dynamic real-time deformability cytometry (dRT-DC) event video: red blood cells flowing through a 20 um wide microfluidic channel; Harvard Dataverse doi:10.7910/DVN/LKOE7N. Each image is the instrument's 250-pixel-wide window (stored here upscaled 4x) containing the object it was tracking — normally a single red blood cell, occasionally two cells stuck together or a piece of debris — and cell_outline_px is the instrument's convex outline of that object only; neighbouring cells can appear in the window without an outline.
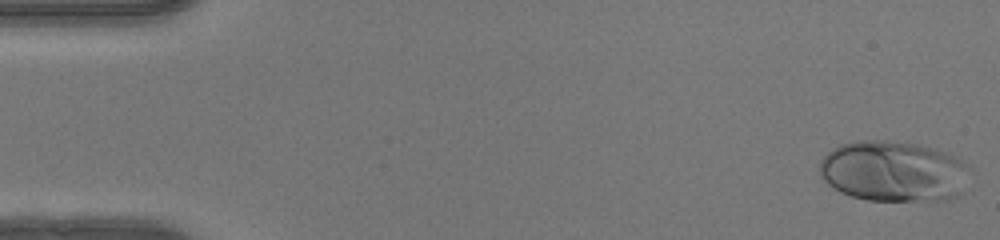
{"species": "human", "species_latin": "Homo sapiens", "temperature_condition": "warm", "stored_images_in_passage": 50, "camera_frame_rate_fps": 3000, "um_per_image_px": 0.085, "donor": {"sex": "female"}, "frame": {"image": 1, "passage_image": 1, "time_ms": 0.0, "image_size_px": [1000, 240], "cell_outline_px": [[968, 168], [960, 192], [956, 196], [944, 200], [868, 200], [852, 196], [840, 192], [828, 184], [820, 176], [820, 160], [832, 148], [840, 144], [856, 140], [888, 140], [916, 144], [952, 156], [964, 164]], "centroid_in_image_um": [75.84, 14.56], "position_along_channel_um": 9.2, "area_um2": 52.42}}
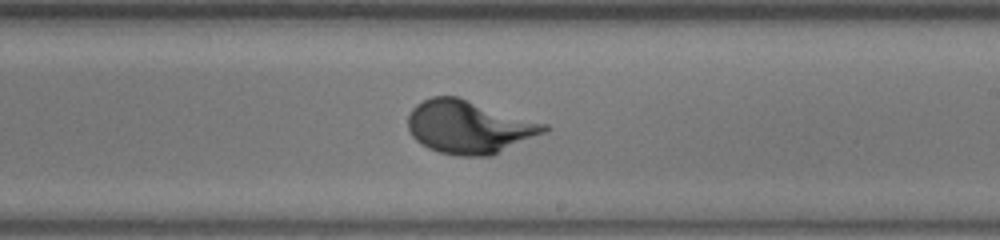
{"frame": {"image": 2, "passage_image": 29, "time_ms": 9.333, "image_size_px": [1000, 240], "cell_outline_px": [[548, 128], [544, 132], [492, 156], [456, 156], [440, 152], [428, 148], [420, 144], [412, 136], [408, 128], [408, 116], [412, 108], [416, 104], [432, 96], [456, 96], [548, 124]], "centroid_in_image_um": [39.83, 10.8], "position_along_channel_um": 249.2, "area_um2": 41.96}}
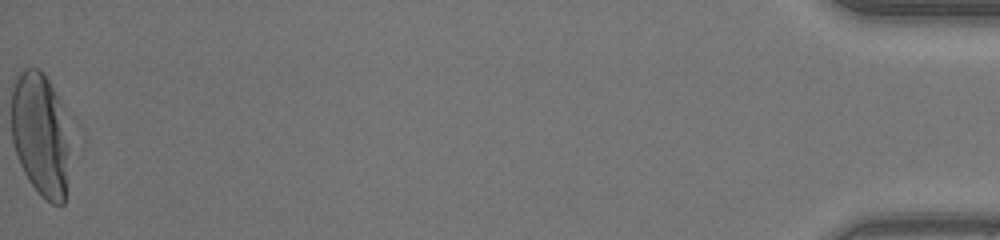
{"frame": {"image": 3, "passage_image": 50, "time_ms": 16.333, "image_size_px": [1000, 240], "cell_outline_px": [[68, 152], [64, 204], [52, 204], [40, 196], [28, 180], [20, 164], [12, 140], [12, 88], [16, 76], [24, 68], [40, 68], [44, 72], [60, 104], [68, 144]], "centroid_in_image_um": [3.39, 11.43], "position_along_channel_um": 431.8, "area_um2": 41.44}}